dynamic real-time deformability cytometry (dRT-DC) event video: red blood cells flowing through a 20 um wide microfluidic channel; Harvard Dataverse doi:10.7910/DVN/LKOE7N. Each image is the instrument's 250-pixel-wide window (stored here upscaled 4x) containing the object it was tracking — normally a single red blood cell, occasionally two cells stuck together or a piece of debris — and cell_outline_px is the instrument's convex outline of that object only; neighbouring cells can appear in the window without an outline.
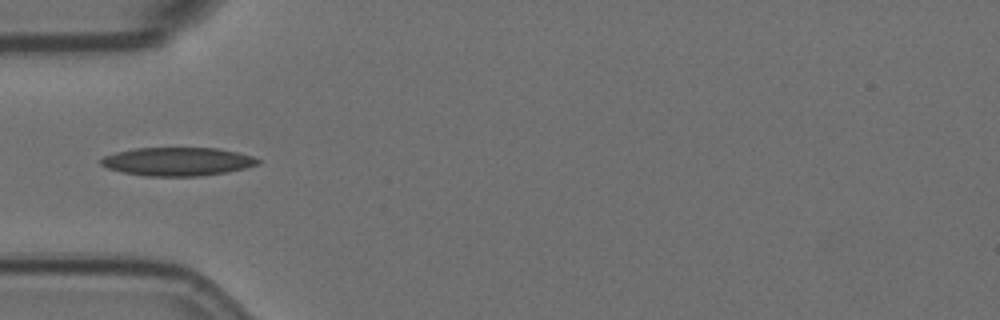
{"species": "Egyptian fruit bat (a non-hibernating species)", "species_latin": "Rousettus aegyptiacus", "temperature_condition": "room temperature", "stored_images_in_passage": 39, "camera_frame_rate_fps": 3000, "um_per_image_px": 0.085, "animal": {"sex": "female"}, "frame": {"image": 1, "passage_image": 1, "time_ms": 0.0, "image_size_px": [1000, 320], "cell_outline_px": [[260, 164], [228, 172], [200, 176], [144, 176], [124, 172], [108, 168], [100, 164], [100, 160], [104, 156], [116, 152], [136, 148], [220, 148], [252, 156], [260, 160]], "centroid_in_image_um": [15.1, 13.73], "position_along_channel_um": 69.9, "area_um2": 25.95}}
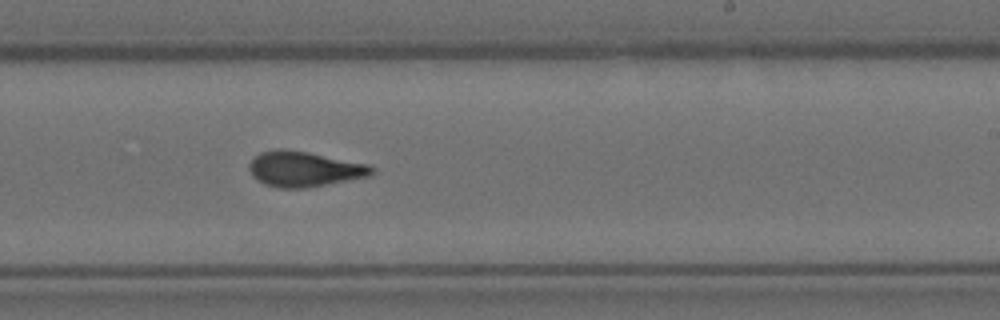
{"frame": {"image": 2, "passage_image": 17, "time_ms": 5.333, "image_size_px": [1000, 320], "cell_outline_px": [[376, 172], [368, 176], [304, 188], [276, 188], [264, 184], [256, 180], [252, 176], [248, 168], [248, 164], [260, 152], [276, 148], [284, 148], [308, 152], [368, 164], [376, 168]], "centroid_in_image_um": [25.82, 14.36], "position_along_channel_um": 263.2, "area_um2": 25.32}}
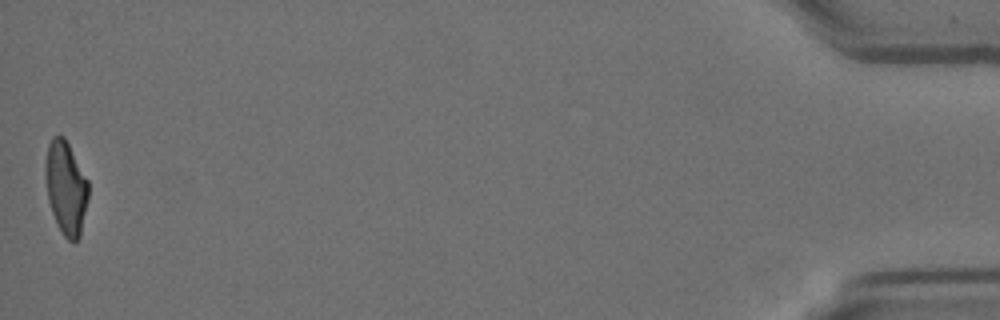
{"frame": {"image": 3, "passage_image": 39, "time_ms": 12.667, "image_size_px": [1000, 320], "cell_outline_px": [[88, 200], [80, 236], [72, 244], [64, 236], [56, 224], [48, 200], [44, 172], [44, 164], [48, 144], [52, 136], [64, 136], [88, 180]], "centroid_in_image_um": [5.59, 15.97], "position_along_channel_um": 429.6, "area_um2": 23.58}, "authors_computed_cell_mechanics": {"area_um2": 24.4494, "velocity_mm_per_s": 3.6105, "shape_relaxation_time_tau1_ms": 6.3381, "shape_relaxation_time_tau2_ms": 1.728, "deformation_change_tau1": 0.1991, "deformation_change_tau2": 0.0952}}